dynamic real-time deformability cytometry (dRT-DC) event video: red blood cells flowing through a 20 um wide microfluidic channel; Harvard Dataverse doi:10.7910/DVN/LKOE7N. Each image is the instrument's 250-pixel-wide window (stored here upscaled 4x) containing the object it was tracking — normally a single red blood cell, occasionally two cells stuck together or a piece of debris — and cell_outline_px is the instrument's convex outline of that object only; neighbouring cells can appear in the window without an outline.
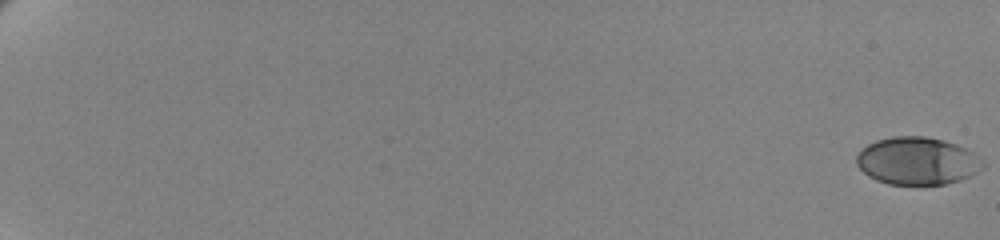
{"species": "human", "species_latin": "Homo sapiens", "temperature_condition": "cold", "stored_images_in_passage": 63, "camera_frame_rate_fps": 3000, "um_per_image_px": 0.085, "donor": {"sex": "female"}, "frame": {"image": 1, "passage_image": 1, "time_ms": 0.0, "image_size_px": [1000, 240], "cell_outline_px": [[984, 168], [972, 176], [948, 184], [888, 184], [876, 180], [868, 176], [856, 164], [856, 156], [868, 144], [876, 140], [892, 136], [924, 136], [944, 140], [956, 144], [972, 152], [984, 160]], "centroid_in_image_um": [78.0, 13.68], "position_along_channel_um": 7.0, "area_um2": 35.2}}
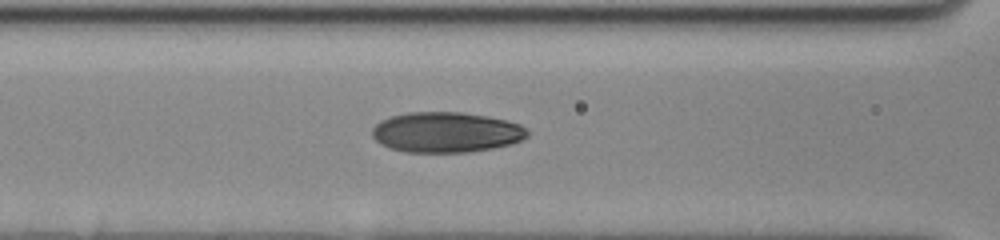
{"frame": {"image": 2, "passage_image": 32, "time_ms": 10.333, "image_size_px": [1000, 240], "cell_outline_px": [[528, 136], [512, 144], [492, 148], [468, 152], [404, 152], [388, 148], [380, 144], [372, 136], [372, 128], [380, 120], [392, 116], [408, 112], [460, 112], [488, 116], [520, 124], [528, 132]], "centroid_in_image_um": [37.89, 11.24], "position_along_channel_um": 128.7, "area_um2": 36.59}}
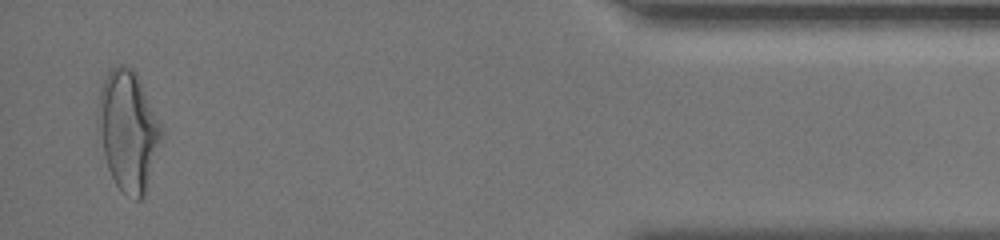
{"frame": {"image": 3, "passage_image": 62, "time_ms": 20.333, "image_size_px": [1000, 240], "cell_outline_px": [[164, 132], [144, 196], [140, 200], [136, 200], [124, 192], [116, 184], [108, 168], [96, 132], [96, 116], [100, 88], [108, 72], [112, 68], [120, 64], [124, 64], [132, 68], [136, 72], [164, 128]], "centroid_in_image_um": [10.88, 11.07], "position_along_channel_um": 424.3, "area_um2": 44.91}, "authors_computed_cell_mechanics": {"area_um2": 35.7204, "velocity_mm_per_s": 3.4543, "shape_relaxation_time_tau1_ms": 4.0861, "shape_relaxation_time_tau2_ms": 1.2915, "deformation_change_tau1": 0.1672, "deformation_change_tau2": 0.056}}